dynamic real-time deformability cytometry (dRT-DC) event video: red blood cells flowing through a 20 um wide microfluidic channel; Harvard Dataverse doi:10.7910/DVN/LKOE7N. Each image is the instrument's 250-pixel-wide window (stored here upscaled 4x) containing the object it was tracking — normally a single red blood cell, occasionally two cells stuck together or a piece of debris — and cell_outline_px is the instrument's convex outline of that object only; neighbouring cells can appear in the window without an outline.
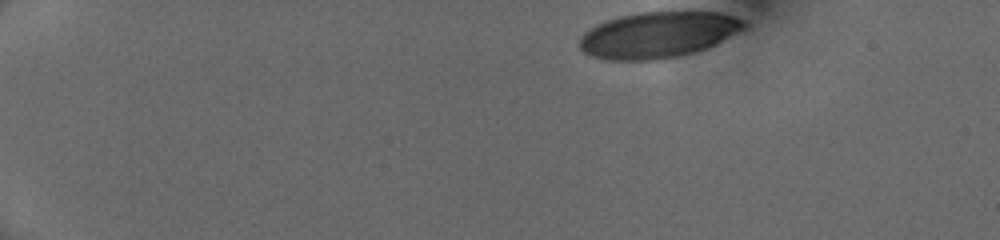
{"species": "human", "species_latin": "Homo sapiens", "temperature_condition": "cold", "stored_images_in_passage": 40, "camera_frame_rate_fps": 3000, "um_per_image_px": 0.085, "donor": {"sex": "female"}, "frame": {"image": 1, "passage_image": 1, "time_ms": 0.0, "image_size_px": [1000, 240], "cell_outline_px": [[752, 24], [748, 28], [708, 48], [696, 52], [680, 56], [656, 60], [608, 60], [592, 56], [584, 52], [580, 48], [580, 36], [588, 28], [596, 24], [620, 16], [640, 12], [720, 12], [748, 20]], "centroid_in_image_um": [56.02, 2.96], "position_along_channel_um": 29.0, "area_um2": 44.8}}
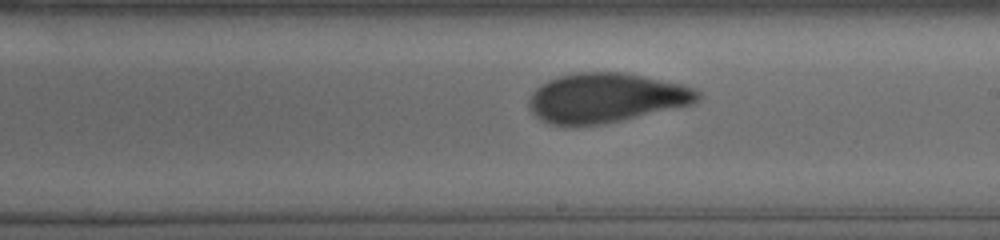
{"frame": {"image": 2, "passage_image": 25, "time_ms": 8.0, "image_size_px": [1000, 240], "cell_outline_px": [[700, 100], [692, 104], [620, 120], [600, 124], [552, 124], [540, 120], [528, 108], [528, 100], [532, 92], [540, 84], [548, 80], [560, 76], [576, 72], [624, 72], [684, 84], [696, 88], [700, 92]], "centroid_in_image_um": [51.51, 8.29], "position_along_channel_um": 237.5, "area_um2": 48.49}}
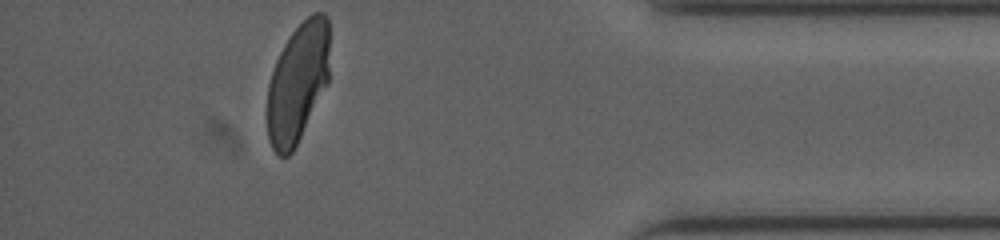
{"frame": {"image": 3, "passage_image": 40, "time_ms": 13.0, "image_size_px": [1000, 240], "cell_outline_px": [[328, 84], [292, 152], [288, 156], [280, 156], [272, 148], [268, 140], [268, 84], [276, 60], [284, 44], [292, 32], [312, 12], [324, 12], [328, 16]], "centroid_in_image_um": [25.31, 7.01], "position_along_channel_um": 409.9, "area_um2": 43.12}, "authors_computed_cell_mechanics": {"area_um2": 48.2341, "velocity_mm_per_s": 4.0518, "shape_relaxation_time_tau1_ms": 4.5484, "shape_relaxation_time_tau2_ms": 1.1335, "deformation_change_tau1": 0.1861, "deformation_change_tau2": 0.0733}}